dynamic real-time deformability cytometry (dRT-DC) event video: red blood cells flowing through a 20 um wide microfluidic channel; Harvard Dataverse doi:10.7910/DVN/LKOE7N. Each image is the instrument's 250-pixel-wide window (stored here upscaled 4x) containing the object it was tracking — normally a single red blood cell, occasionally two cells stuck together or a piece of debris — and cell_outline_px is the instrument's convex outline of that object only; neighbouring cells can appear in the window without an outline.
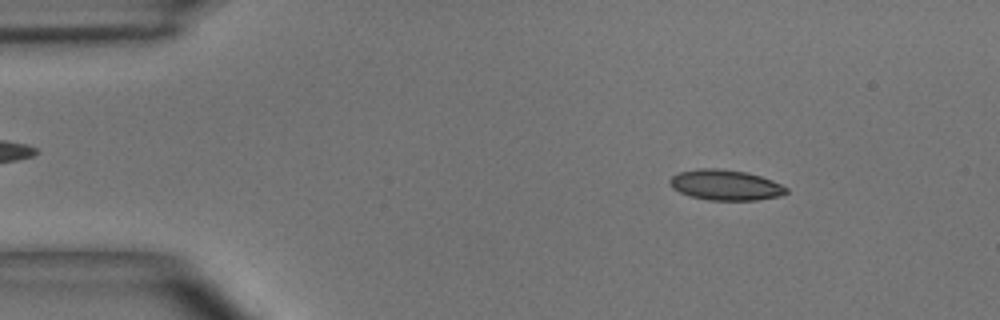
{"species": "common noctule bat (a hibernating species)", "species_latin": "Nyctalus noctula", "temperature_condition": "room temperature", "stored_images_in_passage": 17, "segment_of_instrument_passage": [1, 2], "camera_frame_rate_fps": 3000, "um_per_image_px": 0.085, "animal": {"sex": "male", "body_mass_g": 15.6}, "frame": {"image": 1, "passage_image": 6, "time_ms": 1.667, "image_size_px": [1000, 320], "cell_outline_px": [[788, 192], [780, 196], [756, 200], [708, 200], [692, 196], [680, 192], [672, 188], [668, 184], [668, 180], [672, 176], [680, 172], [700, 168], [720, 168], [748, 172], [772, 180], [788, 188]], "centroid_in_image_um": [61.66, 15.72], "position_along_channel_um": 23.3, "area_um2": 20.75}}
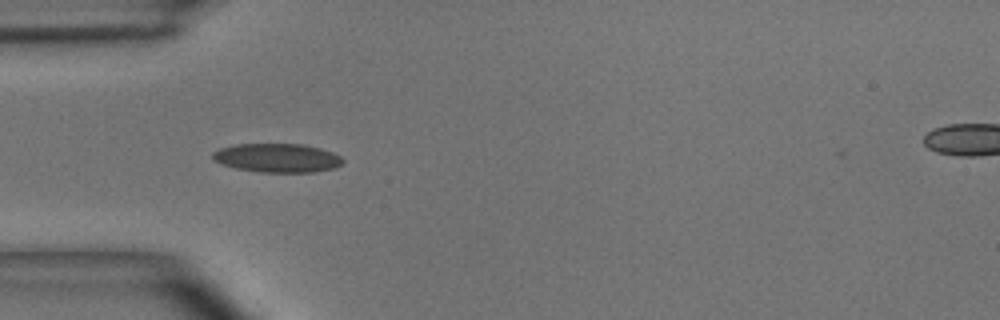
{"frame": {"image": 2, "passage_image": 14, "time_ms": 4.333, "image_size_px": [1000, 320], "cell_outline_px": [[344, 164], [336, 168], [312, 172], [260, 172], [236, 168], [220, 164], [212, 160], [212, 152], [220, 148], [236, 144], [304, 144], [320, 148], [332, 152], [340, 156], [344, 160]], "centroid_in_image_um": [23.57, 13.42], "position_along_channel_um": 61.4, "area_um2": 22.08}}